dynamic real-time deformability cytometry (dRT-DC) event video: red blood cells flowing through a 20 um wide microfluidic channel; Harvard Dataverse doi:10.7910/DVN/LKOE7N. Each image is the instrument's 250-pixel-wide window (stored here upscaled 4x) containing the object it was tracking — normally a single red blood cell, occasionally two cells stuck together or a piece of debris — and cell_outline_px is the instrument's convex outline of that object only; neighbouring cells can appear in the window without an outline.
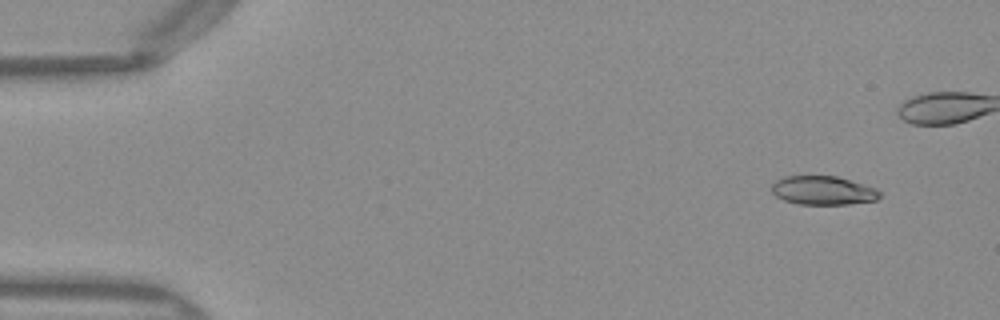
{"species": "Egyptian fruit bat (a non-hibernating species)", "species_latin": "Rousettus aegyptiacus", "temperature_condition": "warm", "stored_images_in_passage": 38, "camera_frame_rate_fps": 3000, "um_per_image_px": 0.085, "frame": {"image": 1, "passage_image": 1, "time_ms": 0.0, "image_size_px": [1000, 320], "cell_outline_px": [[880, 196], [876, 200], [848, 204], [800, 204], [784, 200], [776, 196], [772, 192], [772, 184], [776, 180], [784, 176], [836, 176], [876, 188], [880, 192]], "centroid_in_image_um": [69.95, 16.18], "position_along_channel_um": 15.1, "area_um2": 17.98}}
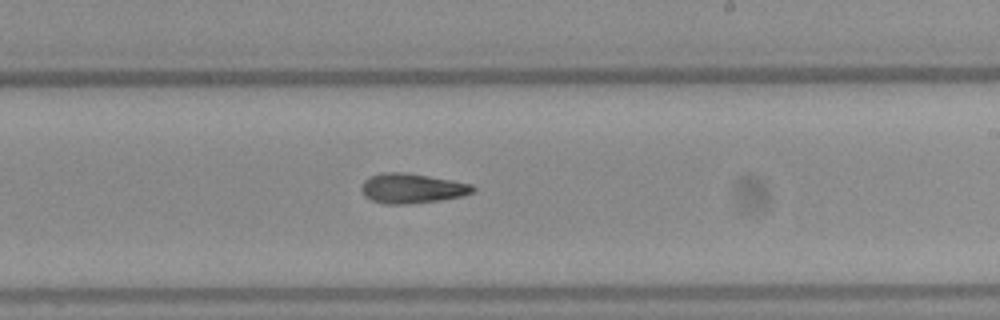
{"frame": {"image": 2, "passage_image": 27, "time_ms": 8.667, "image_size_px": [1000, 320], "cell_outline_px": [[476, 188], [472, 192], [460, 196], [436, 200], [404, 204], [388, 204], [372, 200], [364, 196], [360, 188], [364, 180], [380, 172], [404, 172], [452, 180], [472, 184]], "centroid_in_image_um": [34.98, 15.99], "position_along_channel_um": 254.0, "area_um2": 19.07}}
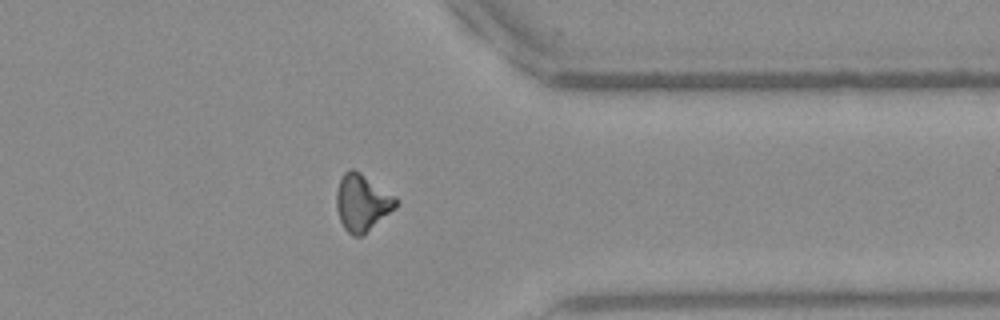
{"frame": {"image": 3, "passage_image": 37, "time_ms": 12.0, "image_size_px": [1000, 320], "cell_outline_px": [[396, 208], [364, 236], [352, 236], [344, 228], [340, 220], [336, 208], [336, 192], [340, 180], [344, 172], [348, 168], [352, 168], [360, 172], [396, 196]], "centroid_in_image_um": [30.78, 17.24], "position_along_channel_um": 380.6, "area_um2": 19.94}}